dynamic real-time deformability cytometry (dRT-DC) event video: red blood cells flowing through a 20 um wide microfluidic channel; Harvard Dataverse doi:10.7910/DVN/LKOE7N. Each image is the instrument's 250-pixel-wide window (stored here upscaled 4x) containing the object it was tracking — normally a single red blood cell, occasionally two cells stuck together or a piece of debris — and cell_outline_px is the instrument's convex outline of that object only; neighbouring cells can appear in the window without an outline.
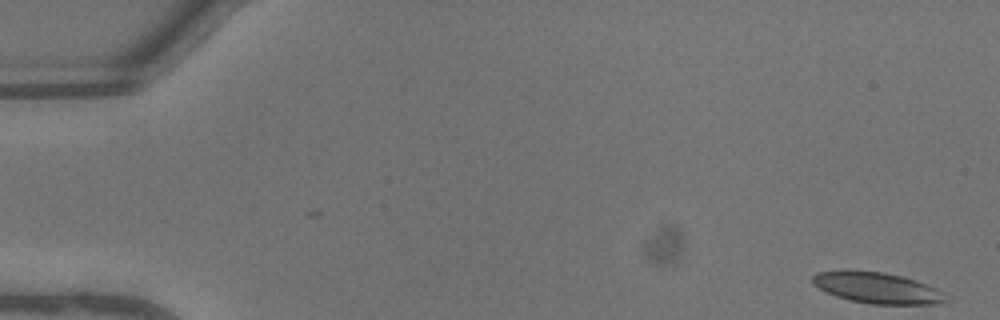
{"species": "common noctule bat (a hibernating species)", "species_latin": "Nyctalus noctula", "temperature_condition": "warm", "stored_images_in_passage": 16, "camera_frame_rate_fps": 3000, "um_per_image_px": 0.085, "animal": {"sex": "male", "body_mass_g": 13.3}, "frame": {"image": 1, "passage_image": 1, "time_ms": 0.0, "image_size_px": [1000, 320], "cell_outline_px": [[944, 300], [940, 304], [872, 304], [848, 300], [824, 292], [812, 284], [812, 276], [816, 272], [884, 272], [916, 280], [944, 292]], "centroid_in_image_um": [74.54, 24.5], "position_along_channel_um": 10.5, "area_um2": 23.52}}
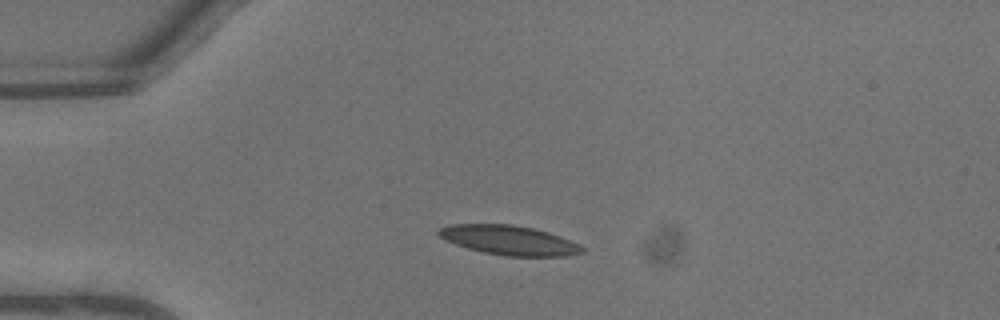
{"frame": {"image": 2, "passage_image": 11, "time_ms": 3.333, "image_size_px": [1000, 320], "cell_outline_px": [[584, 252], [568, 256], [508, 256], [484, 252], [468, 248], [456, 244], [440, 236], [436, 232], [440, 228], [452, 224], [512, 224], [532, 228], [548, 232], [560, 236], [580, 244], [584, 248]], "centroid_in_image_um": [43.32, 20.41], "position_along_channel_um": 41.7, "area_um2": 24.45}}
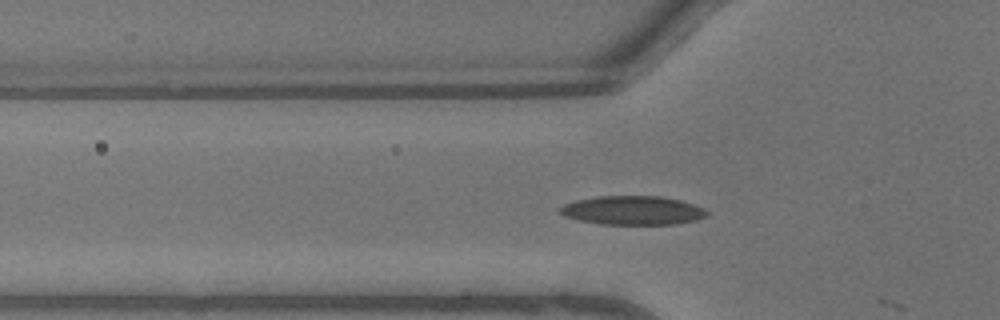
{"frame": {"image": 3, "passage_image": 15, "time_ms": 4.667, "image_size_px": [1000, 320], "cell_outline_px": [[708, 216], [696, 220], [676, 224], [600, 224], [580, 220], [564, 216], [556, 212], [564, 204], [576, 200], [596, 196], [660, 196], [680, 200], [704, 208], [708, 212]], "centroid_in_image_um": [53.76, 17.88], "position_along_channel_um": 72.0, "area_um2": 24.8}}